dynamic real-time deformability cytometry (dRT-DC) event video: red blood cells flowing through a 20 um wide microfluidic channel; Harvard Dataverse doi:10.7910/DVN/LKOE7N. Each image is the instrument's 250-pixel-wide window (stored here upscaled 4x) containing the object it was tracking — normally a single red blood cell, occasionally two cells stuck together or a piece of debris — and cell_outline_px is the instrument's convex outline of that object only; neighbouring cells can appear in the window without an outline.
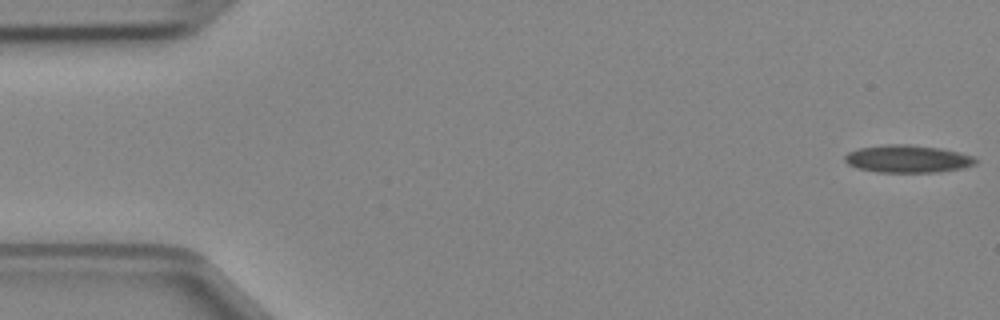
{"species": "Egyptian fruit bat (a non-hibernating species)", "species_latin": "Rousettus aegyptiacus", "temperature_condition": "cold", "stored_images_in_passage": 47, "camera_frame_rate_fps": 3000, "um_per_image_px": 0.085, "animal": {"sex": "female"}, "frame": {"image": 1, "passage_image": 1, "time_ms": 0.0, "image_size_px": [1000, 320], "cell_outline_px": [[976, 164], [964, 168], [936, 172], [876, 172], [856, 168], [848, 164], [844, 160], [844, 156], [848, 152], [860, 148], [884, 144], [908, 144], [940, 148], [960, 152], [976, 156]], "centroid_in_image_um": [77.16, 13.5], "position_along_channel_um": 7.8, "area_um2": 21.21}}
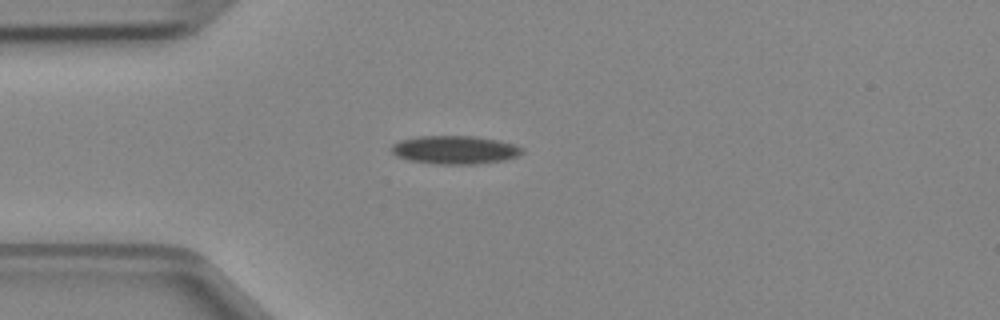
{"frame": {"image": 2, "passage_image": 12, "time_ms": 3.667, "image_size_px": [1000, 320], "cell_outline_px": [[524, 152], [516, 156], [504, 160], [472, 164], [432, 164], [408, 160], [396, 156], [388, 148], [392, 144], [400, 140], [420, 136], [476, 136], [500, 140], [524, 148]], "centroid_in_image_um": [38.63, 12.73], "position_along_channel_um": 46.4, "area_um2": 21.73}}
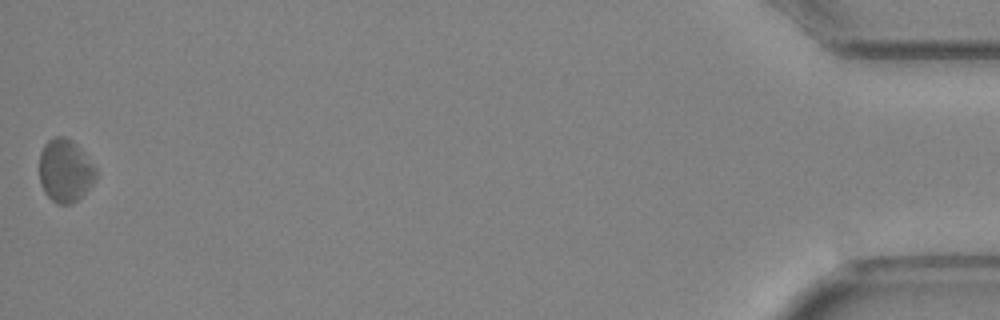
{"frame": {"image": 3, "passage_image": 47, "time_ms": 15.333, "image_size_px": [1000, 320], "cell_outline_px": [[96, 180], [72, 204], [56, 204], [44, 192], [40, 184], [40, 152], [44, 144], [48, 140], [56, 136], [64, 136], [72, 140], [80, 148], [96, 168]], "centroid_in_image_um": [5.52, 14.5], "position_along_channel_um": 429.7, "area_um2": 20.69}}